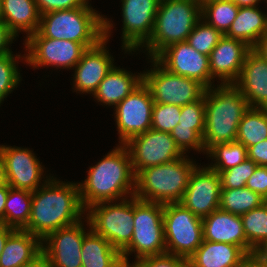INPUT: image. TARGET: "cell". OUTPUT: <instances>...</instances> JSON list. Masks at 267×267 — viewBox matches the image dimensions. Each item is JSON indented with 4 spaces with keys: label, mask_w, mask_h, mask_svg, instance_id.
Segmentation results:
<instances>
[{
    "label": "cell",
    "mask_w": 267,
    "mask_h": 267,
    "mask_svg": "<svg viewBox=\"0 0 267 267\" xmlns=\"http://www.w3.org/2000/svg\"><path fill=\"white\" fill-rule=\"evenodd\" d=\"M239 7L231 0H212L201 6V20L225 35L236 18Z\"/></svg>",
    "instance_id": "obj_32"
},
{
    "label": "cell",
    "mask_w": 267,
    "mask_h": 267,
    "mask_svg": "<svg viewBox=\"0 0 267 267\" xmlns=\"http://www.w3.org/2000/svg\"><path fill=\"white\" fill-rule=\"evenodd\" d=\"M200 6H202L204 3L212 1V0H195Z\"/></svg>",
    "instance_id": "obj_55"
},
{
    "label": "cell",
    "mask_w": 267,
    "mask_h": 267,
    "mask_svg": "<svg viewBox=\"0 0 267 267\" xmlns=\"http://www.w3.org/2000/svg\"><path fill=\"white\" fill-rule=\"evenodd\" d=\"M5 162L7 184L14 189L34 192L42 186L44 168L27 148L0 145Z\"/></svg>",
    "instance_id": "obj_19"
},
{
    "label": "cell",
    "mask_w": 267,
    "mask_h": 267,
    "mask_svg": "<svg viewBox=\"0 0 267 267\" xmlns=\"http://www.w3.org/2000/svg\"><path fill=\"white\" fill-rule=\"evenodd\" d=\"M153 70L143 72V82L149 88L154 103L184 106L201 99L206 87L200 82L176 75L163 68L154 58Z\"/></svg>",
    "instance_id": "obj_10"
},
{
    "label": "cell",
    "mask_w": 267,
    "mask_h": 267,
    "mask_svg": "<svg viewBox=\"0 0 267 267\" xmlns=\"http://www.w3.org/2000/svg\"><path fill=\"white\" fill-rule=\"evenodd\" d=\"M234 85L252 108H267V60L251 48Z\"/></svg>",
    "instance_id": "obj_21"
},
{
    "label": "cell",
    "mask_w": 267,
    "mask_h": 267,
    "mask_svg": "<svg viewBox=\"0 0 267 267\" xmlns=\"http://www.w3.org/2000/svg\"><path fill=\"white\" fill-rule=\"evenodd\" d=\"M201 19V6L195 0H160L151 37L141 46L155 58L168 46L187 41Z\"/></svg>",
    "instance_id": "obj_5"
},
{
    "label": "cell",
    "mask_w": 267,
    "mask_h": 267,
    "mask_svg": "<svg viewBox=\"0 0 267 267\" xmlns=\"http://www.w3.org/2000/svg\"><path fill=\"white\" fill-rule=\"evenodd\" d=\"M196 166L184 156L142 169L135 175L134 196L142 201L161 204L180 202Z\"/></svg>",
    "instance_id": "obj_4"
},
{
    "label": "cell",
    "mask_w": 267,
    "mask_h": 267,
    "mask_svg": "<svg viewBox=\"0 0 267 267\" xmlns=\"http://www.w3.org/2000/svg\"><path fill=\"white\" fill-rule=\"evenodd\" d=\"M129 267H188V261L183 257L165 253L141 258L129 264Z\"/></svg>",
    "instance_id": "obj_41"
},
{
    "label": "cell",
    "mask_w": 267,
    "mask_h": 267,
    "mask_svg": "<svg viewBox=\"0 0 267 267\" xmlns=\"http://www.w3.org/2000/svg\"><path fill=\"white\" fill-rule=\"evenodd\" d=\"M202 226L204 240L236 245L249 254V243L240 216L217 209L202 218Z\"/></svg>",
    "instance_id": "obj_22"
},
{
    "label": "cell",
    "mask_w": 267,
    "mask_h": 267,
    "mask_svg": "<svg viewBox=\"0 0 267 267\" xmlns=\"http://www.w3.org/2000/svg\"><path fill=\"white\" fill-rule=\"evenodd\" d=\"M260 194L247 187L236 189H221L219 209L242 216L265 203Z\"/></svg>",
    "instance_id": "obj_31"
},
{
    "label": "cell",
    "mask_w": 267,
    "mask_h": 267,
    "mask_svg": "<svg viewBox=\"0 0 267 267\" xmlns=\"http://www.w3.org/2000/svg\"><path fill=\"white\" fill-rule=\"evenodd\" d=\"M15 56L12 53L0 56V104L20 84L21 76L16 63L22 56Z\"/></svg>",
    "instance_id": "obj_36"
},
{
    "label": "cell",
    "mask_w": 267,
    "mask_h": 267,
    "mask_svg": "<svg viewBox=\"0 0 267 267\" xmlns=\"http://www.w3.org/2000/svg\"><path fill=\"white\" fill-rule=\"evenodd\" d=\"M49 176L32 192L31 215L22 229L43 240L49 233L82 220L78 183L61 182Z\"/></svg>",
    "instance_id": "obj_1"
},
{
    "label": "cell",
    "mask_w": 267,
    "mask_h": 267,
    "mask_svg": "<svg viewBox=\"0 0 267 267\" xmlns=\"http://www.w3.org/2000/svg\"><path fill=\"white\" fill-rule=\"evenodd\" d=\"M248 159L258 166H267V139L247 149Z\"/></svg>",
    "instance_id": "obj_44"
},
{
    "label": "cell",
    "mask_w": 267,
    "mask_h": 267,
    "mask_svg": "<svg viewBox=\"0 0 267 267\" xmlns=\"http://www.w3.org/2000/svg\"><path fill=\"white\" fill-rule=\"evenodd\" d=\"M3 23L18 36L23 31L28 39L37 32L41 14L35 0H2Z\"/></svg>",
    "instance_id": "obj_26"
},
{
    "label": "cell",
    "mask_w": 267,
    "mask_h": 267,
    "mask_svg": "<svg viewBox=\"0 0 267 267\" xmlns=\"http://www.w3.org/2000/svg\"><path fill=\"white\" fill-rule=\"evenodd\" d=\"M81 259L82 267H122L124 265L121 252L91 228L84 235Z\"/></svg>",
    "instance_id": "obj_28"
},
{
    "label": "cell",
    "mask_w": 267,
    "mask_h": 267,
    "mask_svg": "<svg viewBox=\"0 0 267 267\" xmlns=\"http://www.w3.org/2000/svg\"><path fill=\"white\" fill-rule=\"evenodd\" d=\"M24 267H53L49 259L43 254H39L33 261Z\"/></svg>",
    "instance_id": "obj_48"
},
{
    "label": "cell",
    "mask_w": 267,
    "mask_h": 267,
    "mask_svg": "<svg viewBox=\"0 0 267 267\" xmlns=\"http://www.w3.org/2000/svg\"><path fill=\"white\" fill-rule=\"evenodd\" d=\"M250 49L246 43L223 35L209 55L211 77H219L221 84H234Z\"/></svg>",
    "instance_id": "obj_20"
},
{
    "label": "cell",
    "mask_w": 267,
    "mask_h": 267,
    "mask_svg": "<svg viewBox=\"0 0 267 267\" xmlns=\"http://www.w3.org/2000/svg\"><path fill=\"white\" fill-rule=\"evenodd\" d=\"M208 157H212L215 163L208 167L215 170L218 174L221 171L239 165L248 159L247 148L237 141L229 143H218L211 146L207 151Z\"/></svg>",
    "instance_id": "obj_34"
},
{
    "label": "cell",
    "mask_w": 267,
    "mask_h": 267,
    "mask_svg": "<svg viewBox=\"0 0 267 267\" xmlns=\"http://www.w3.org/2000/svg\"><path fill=\"white\" fill-rule=\"evenodd\" d=\"M142 82L143 75L141 72L138 75H133V73L131 74L123 68L113 66L100 82L93 96L104 105H114L116 107Z\"/></svg>",
    "instance_id": "obj_24"
},
{
    "label": "cell",
    "mask_w": 267,
    "mask_h": 267,
    "mask_svg": "<svg viewBox=\"0 0 267 267\" xmlns=\"http://www.w3.org/2000/svg\"><path fill=\"white\" fill-rule=\"evenodd\" d=\"M179 126L194 129L201 137L205 131V100L204 96L193 102L181 106Z\"/></svg>",
    "instance_id": "obj_39"
},
{
    "label": "cell",
    "mask_w": 267,
    "mask_h": 267,
    "mask_svg": "<svg viewBox=\"0 0 267 267\" xmlns=\"http://www.w3.org/2000/svg\"><path fill=\"white\" fill-rule=\"evenodd\" d=\"M180 117L181 106L154 103L151 129L171 133L173 128L179 124Z\"/></svg>",
    "instance_id": "obj_37"
},
{
    "label": "cell",
    "mask_w": 267,
    "mask_h": 267,
    "mask_svg": "<svg viewBox=\"0 0 267 267\" xmlns=\"http://www.w3.org/2000/svg\"><path fill=\"white\" fill-rule=\"evenodd\" d=\"M265 139H267V108L250 107L238 125L236 141L248 149Z\"/></svg>",
    "instance_id": "obj_30"
},
{
    "label": "cell",
    "mask_w": 267,
    "mask_h": 267,
    "mask_svg": "<svg viewBox=\"0 0 267 267\" xmlns=\"http://www.w3.org/2000/svg\"><path fill=\"white\" fill-rule=\"evenodd\" d=\"M201 19L188 35L187 42L201 54L209 56L223 34Z\"/></svg>",
    "instance_id": "obj_35"
},
{
    "label": "cell",
    "mask_w": 267,
    "mask_h": 267,
    "mask_svg": "<svg viewBox=\"0 0 267 267\" xmlns=\"http://www.w3.org/2000/svg\"><path fill=\"white\" fill-rule=\"evenodd\" d=\"M78 185L85 210L93 204L122 200L128 194L134 196L135 174L127 147L121 144L107 153L95 166L90 167L87 178Z\"/></svg>",
    "instance_id": "obj_2"
},
{
    "label": "cell",
    "mask_w": 267,
    "mask_h": 267,
    "mask_svg": "<svg viewBox=\"0 0 267 267\" xmlns=\"http://www.w3.org/2000/svg\"><path fill=\"white\" fill-rule=\"evenodd\" d=\"M205 131L203 144L205 151L218 143L236 141L238 125L250 108L244 95L234 84L211 86L204 94Z\"/></svg>",
    "instance_id": "obj_3"
},
{
    "label": "cell",
    "mask_w": 267,
    "mask_h": 267,
    "mask_svg": "<svg viewBox=\"0 0 267 267\" xmlns=\"http://www.w3.org/2000/svg\"><path fill=\"white\" fill-rule=\"evenodd\" d=\"M42 253V240L30 232L16 229L0 254V267H24Z\"/></svg>",
    "instance_id": "obj_25"
},
{
    "label": "cell",
    "mask_w": 267,
    "mask_h": 267,
    "mask_svg": "<svg viewBox=\"0 0 267 267\" xmlns=\"http://www.w3.org/2000/svg\"><path fill=\"white\" fill-rule=\"evenodd\" d=\"M195 167L181 203L198 217L204 218L219 209L221 178L209 167Z\"/></svg>",
    "instance_id": "obj_17"
},
{
    "label": "cell",
    "mask_w": 267,
    "mask_h": 267,
    "mask_svg": "<svg viewBox=\"0 0 267 267\" xmlns=\"http://www.w3.org/2000/svg\"><path fill=\"white\" fill-rule=\"evenodd\" d=\"M153 106L151 92L142 82L115 107L119 145L151 129Z\"/></svg>",
    "instance_id": "obj_13"
},
{
    "label": "cell",
    "mask_w": 267,
    "mask_h": 267,
    "mask_svg": "<svg viewBox=\"0 0 267 267\" xmlns=\"http://www.w3.org/2000/svg\"><path fill=\"white\" fill-rule=\"evenodd\" d=\"M246 256L239 246L203 240L187 261L188 267H241Z\"/></svg>",
    "instance_id": "obj_23"
},
{
    "label": "cell",
    "mask_w": 267,
    "mask_h": 267,
    "mask_svg": "<svg viewBox=\"0 0 267 267\" xmlns=\"http://www.w3.org/2000/svg\"><path fill=\"white\" fill-rule=\"evenodd\" d=\"M266 32V14L262 13L257 6L239 7L236 18L225 36L240 40L254 48Z\"/></svg>",
    "instance_id": "obj_27"
},
{
    "label": "cell",
    "mask_w": 267,
    "mask_h": 267,
    "mask_svg": "<svg viewBox=\"0 0 267 267\" xmlns=\"http://www.w3.org/2000/svg\"><path fill=\"white\" fill-rule=\"evenodd\" d=\"M83 225L80 220L49 233L42 240V253L53 267H82L81 248L86 234Z\"/></svg>",
    "instance_id": "obj_18"
},
{
    "label": "cell",
    "mask_w": 267,
    "mask_h": 267,
    "mask_svg": "<svg viewBox=\"0 0 267 267\" xmlns=\"http://www.w3.org/2000/svg\"><path fill=\"white\" fill-rule=\"evenodd\" d=\"M133 236L121 251L124 264L128 256L136 252V261L166 253L164 239L163 204L139 200L134 196Z\"/></svg>",
    "instance_id": "obj_7"
},
{
    "label": "cell",
    "mask_w": 267,
    "mask_h": 267,
    "mask_svg": "<svg viewBox=\"0 0 267 267\" xmlns=\"http://www.w3.org/2000/svg\"><path fill=\"white\" fill-rule=\"evenodd\" d=\"M254 49L267 60V32L259 39L258 43L254 46Z\"/></svg>",
    "instance_id": "obj_50"
},
{
    "label": "cell",
    "mask_w": 267,
    "mask_h": 267,
    "mask_svg": "<svg viewBox=\"0 0 267 267\" xmlns=\"http://www.w3.org/2000/svg\"><path fill=\"white\" fill-rule=\"evenodd\" d=\"M9 188L8 184L0 185V221L4 218V208Z\"/></svg>",
    "instance_id": "obj_49"
},
{
    "label": "cell",
    "mask_w": 267,
    "mask_h": 267,
    "mask_svg": "<svg viewBox=\"0 0 267 267\" xmlns=\"http://www.w3.org/2000/svg\"><path fill=\"white\" fill-rule=\"evenodd\" d=\"M7 184L6 174H5V162L0 149V185Z\"/></svg>",
    "instance_id": "obj_52"
},
{
    "label": "cell",
    "mask_w": 267,
    "mask_h": 267,
    "mask_svg": "<svg viewBox=\"0 0 267 267\" xmlns=\"http://www.w3.org/2000/svg\"><path fill=\"white\" fill-rule=\"evenodd\" d=\"M89 0H35L39 13L45 14L56 10H68L88 5Z\"/></svg>",
    "instance_id": "obj_42"
},
{
    "label": "cell",
    "mask_w": 267,
    "mask_h": 267,
    "mask_svg": "<svg viewBox=\"0 0 267 267\" xmlns=\"http://www.w3.org/2000/svg\"><path fill=\"white\" fill-rule=\"evenodd\" d=\"M231 1H233L238 7H253L257 6L258 3H260L259 1L261 0H231Z\"/></svg>",
    "instance_id": "obj_53"
},
{
    "label": "cell",
    "mask_w": 267,
    "mask_h": 267,
    "mask_svg": "<svg viewBox=\"0 0 267 267\" xmlns=\"http://www.w3.org/2000/svg\"><path fill=\"white\" fill-rule=\"evenodd\" d=\"M32 192L9 188L1 224L22 230L30 219Z\"/></svg>",
    "instance_id": "obj_29"
},
{
    "label": "cell",
    "mask_w": 267,
    "mask_h": 267,
    "mask_svg": "<svg viewBox=\"0 0 267 267\" xmlns=\"http://www.w3.org/2000/svg\"><path fill=\"white\" fill-rule=\"evenodd\" d=\"M112 26L111 21L104 18V38L96 46L88 48L73 68L76 91L93 95L100 82L114 66V58L105 46Z\"/></svg>",
    "instance_id": "obj_16"
},
{
    "label": "cell",
    "mask_w": 267,
    "mask_h": 267,
    "mask_svg": "<svg viewBox=\"0 0 267 267\" xmlns=\"http://www.w3.org/2000/svg\"><path fill=\"white\" fill-rule=\"evenodd\" d=\"M24 45L28 54H24L23 59L28 65L33 66L32 68L52 65L56 68L71 69L87 50L81 43L43 37L38 31L25 39Z\"/></svg>",
    "instance_id": "obj_11"
},
{
    "label": "cell",
    "mask_w": 267,
    "mask_h": 267,
    "mask_svg": "<svg viewBox=\"0 0 267 267\" xmlns=\"http://www.w3.org/2000/svg\"><path fill=\"white\" fill-rule=\"evenodd\" d=\"M122 267H129V265H127V264H124Z\"/></svg>",
    "instance_id": "obj_56"
},
{
    "label": "cell",
    "mask_w": 267,
    "mask_h": 267,
    "mask_svg": "<svg viewBox=\"0 0 267 267\" xmlns=\"http://www.w3.org/2000/svg\"><path fill=\"white\" fill-rule=\"evenodd\" d=\"M15 228L0 223V254L4 249L8 237L15 231Z\"/></svg>",
    "instance_id": "obj_47"
},
{
    "label": "cell",
    "mask_w": 267,
    "mask_h": 267,
    "mask_svg": "<svg viewBox=\"0 0 267 267\" xmlns=\"http://www.w3.org/2000/svg\"><path fill=\"white\" fill-rule=\"evenodd\" d=\"M166 253L188 259L203 242L202 218L181 203L163 204Z\"/></svg>",
    "instance_id": "obj_9"
},
{
    "label": "cell",
    "mask_w": 267,
    "mask_h": 267,
    "mask_svg": "<svg viewBox=\"0 0 267 267\" xmlns=\"http://www.w3.org/2000/svg\"><path fill=\"white\" fill-rule=\"evenodd\" d=\"M124 145L130 153L135 175L142 169L184 157V153L168 132L149 129L143 134L131 138Z\"/></svg>",
    "instance_id": "obj_12"
},
{
    "label": "cell",
    "mask_w": 267,
    "mask_h": 267,
    "mask_svg": "<svg viewBox=\"0 0 267 267\" xmlns=\"http://www.w3.org/2000/svg\"><path fill=\"white\" fill-rule=\"evenodd\" d=\"M262 261L267 262V241L258 247L254 252Z\"/></svg>",
    "instance_id": "obj_51"
},
{
    "label": "cell",
    "mask_w": 267,
    "mask_h": 267,
    "mask_svg": "<svg viewBox=\"0 0 267 267\" xmlns=\"http://www.w3.org/2000/svg\"><path fill=\"white\" fill-rule=\"evenodd\" d=\"M15 38L16 36L11 30L4 23H0V56L12 53L8 45L11 44Z\"/></svg>",
    "instance_id": "obj_45"
},
{
    "label": "cell",
    "mask_w": 267,
    "mask_h": 267,
    "mask_svg": "<svg viewBox=\"0 0 267 267\" xmlns=\"http://www.w3.org/2000/svg\"><path fill=\"white\" fill-rule=\"evenodd\" d=\"M241 267H267V262L262 261L255 253L248 254Z\"/></svg>",
    "instance_id": "obj_46"
},
{
    "label": "cell",
    "mask_w": 267,
    "mask_h": 267,
    "mask_svg": "<svg viewBox=\"0 0 267 267\" xmlns=\"http://www.w3.org/2000/svg\"><path fill=\"white\" fill-rule=\"evenodd\" d=\"M0 23H3V15H2V0H0Z\"/></svg>",
    "instance_id": "obj_54"
},
{
    "label": "cell",
    "mask_w": 267,
    "mask_h": 267,
    "mask_svg": "<svg viewBox=\"0 0 267 267\" xmlns=\"http://www.w3.org/2000/svg\"><path fill=\"white\" fill-rule=\"evenodd\" d=\"M245 187L267 199V166H257Z\"/></svg>",
    "instance_id": "obj_43"
},
{
    "label": "cell",
    "mask_w": 267,
    "mask_h": 267,
    "mask_svg": "<svg viewBox=\"0 0 267 267\" xmlns=\"http://www.w3.org/2000/svg\"><path fill=\"white\" fill-rule=\"evenodd\" d=\"M127 198L117 204L116 201H105L86 209L88 213L85 221L89 228L120 252L131 242L134 229V196L130 200Z\"/></svg>",
    "instance_id": "obj_8"
},
{
    "label": "cell",
    "mask_w": 267,
    "mask_h": 267,
    "mask_svg": "<svg viewBox=\"0 0 267 267\" xmlns=\"http://www.w3.org/2000/svg\"><path fill=\"white\" fill-rule=\"evenodd\" d=\"M240 217L246 240L249 243V254H253L267 241V203H263Z\"/></svg>",
    "instance_id": "obj_33"
},
{
    "label": "cell",
    "mask_w": 267,
    "mask_h": 267,
    "mask_svg": "<svg viewBox=\"0 0 267 267\" xmlns=\"http://www.w3.org/2000/svg\"><path fill=\"white\" fill-rule=\"evenodd\" d=\"M122 49L136 52L150 37L160 0H121Z\"/></svg>",
    "instance_id": "obj_14"
},
{
    "label": "cell",
    "mask_w": 267,
    "mask_h": 267,
    "mask_svg": "<svg viewBox=\"0 0 267 267\" xmlns=\"http://www.w3.org/2000/svg\"><path fill=\"white\" fill-rule=\"evenodd\" d=\"M169 72L212 86L209 56L196 51L187 41L172 44L154 58Z\"/></svg>",
    "instance_id": "obj_15"
},
{
    "label": "cell",
    "mask_w": 267,
    "mask_h": 267,
    "mask_svg": "<svg viewBox=\"0 0 267 267\" xmlns=\"http://www.w3.org/2000/svg\"><path fill=\"white\" fill-rule=\"evenodd\" d=\"M258 165L250 159H246L239 165L219 173L221 189L243 188L247 180L254 173Z\"/></svg>",
    "instance_id": "obj_38"
},
{
    "label": "cell",
    "mask_w": 267,
    "mask_h": 267,
    "mask_svg": "<svg viewBox=\"0 0 267 267\" xmlns=\"http://www.w3.org/2000/svg\"><path fill=\"white\" fill-rule=\"evenodd\" d=\"M37 31L43 37L71 40L88 49L104 38V17L91 6L51 11L41 15Z\"/></svg>",
    "instance_id": "obj_6"
},
{
    "label": "cell",
    "mask_w": 267,
    "mask_h": 267,
    "mask_svg": "<svg viewBox=\"0 0 267 267\" xmlns=\"http://www.w3.org/2000/svg\"><path fill=\"white\" fill-rule=\"evenodd\" d=\"M170 134L176 145L184 154H186L185 152L188 151V149H194L199 152L202 151L205 154L203 139L194 129L179 126L178 124L173 128Z\"/></svg>",
    "instance_id": "obj_40"
}]
</instances>
